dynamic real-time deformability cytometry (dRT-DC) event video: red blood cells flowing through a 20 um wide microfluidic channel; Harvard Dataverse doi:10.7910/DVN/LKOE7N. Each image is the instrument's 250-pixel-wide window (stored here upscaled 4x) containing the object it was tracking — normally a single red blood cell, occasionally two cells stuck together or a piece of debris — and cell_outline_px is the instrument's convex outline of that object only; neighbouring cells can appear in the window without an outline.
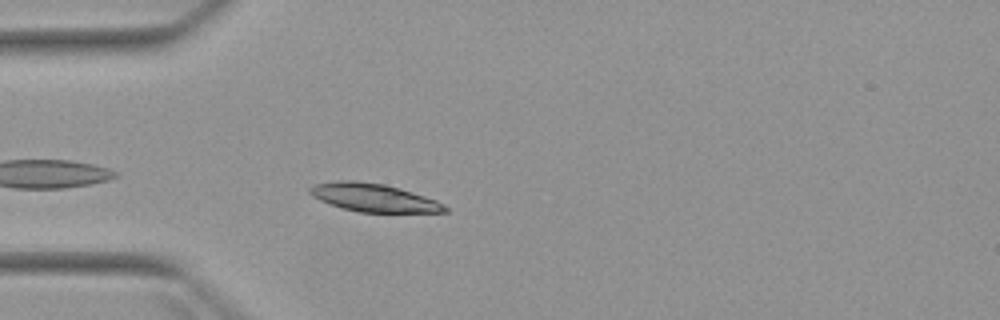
{"species": "Egyptian fruit bat (a non-hibernating species)", "species_latin": "Rousettus aegyptiacus", "temperature_condition": "warm", "stored_images_in_passage": 4, "camera_frame_rate_fps": 3000, "um_per_image_px": 0.085, "animal": {"sex": "female"}, "frame": {"image": 1, "passage_image": 4, "time_ms": 4.333, "image_size_px": [1000, 320], "cell_outline_px": [[448, 212], [360, 212], [340, 208], [320, 200], [312, 196], [308, 192], [308, 188], [316, 184], [336, 180], [356, 180], [384, 184], [400, 188], [436, 200], [444, 204], [448, 208]], "centroid_in_image_um": [31.74, 16.79], "position_along_channel_um": 53.3, "area_um2": 22.2}}